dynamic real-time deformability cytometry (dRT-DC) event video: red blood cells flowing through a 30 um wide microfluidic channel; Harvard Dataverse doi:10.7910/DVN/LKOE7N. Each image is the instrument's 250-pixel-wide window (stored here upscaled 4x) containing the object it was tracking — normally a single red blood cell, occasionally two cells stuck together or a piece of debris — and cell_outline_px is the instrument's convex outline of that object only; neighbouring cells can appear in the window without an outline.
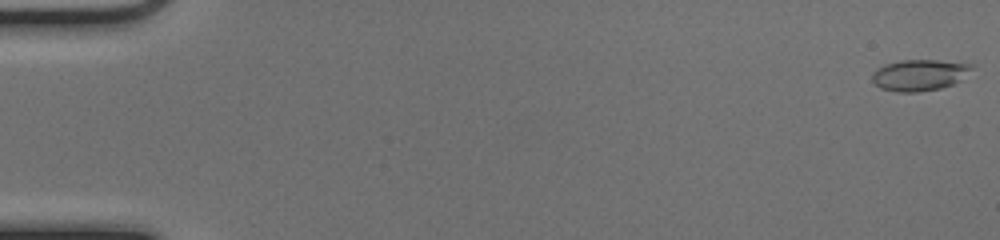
{"species": "common noctule bat (a hibernating species)", "species_latin": "Nyctalus noctula", "temperature_condition": "cold", "stored_images_in_passage": 52, "camera_frame_rate_fps": 3000, "um_per_image_px": 0.085, "animal": {"sex": "female", "body_mass_g": 17.0, "forearm_length_mm": 48.0}, "frame": {"image": 1, "passage_image": 1, "time_ms": 0.0, "image_size_px": [1000, 240], "cell_outline_px": [[972, 68], [960, 80], [952, 84], [940, 88], [920, 92], [896, 92], [880, 88], [872, 80], [872, 76], [876, 68], [884, 64], [900, 60], [936, 60], [972, 64]], "centroid_in_image_um": [78.1, 6.38], "position_along_channel_um": 6.9, "area_um2": 18.03}}
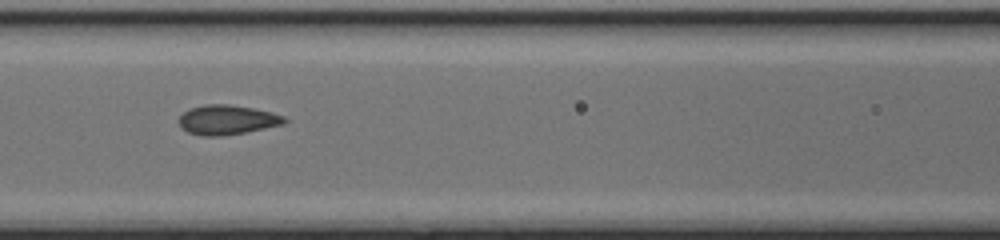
{"frame": {"image": 2, "passage_image": 24, "time_ms": 7.667, "image_size_px": [1000, 240], "cell_outline_px": [[288, 120], [284, 124], [244, 132], [220, 136], [200, 136], [188, 132], [180, 128], [180, 116], [184, 112], [192, 108], [204, 104], [228, 104], [252, 108], [272, 112], [284, 116]], "centroid_in_image_um": [19.3, 10.19], "position_along_channel_um": 147.3, "area_um2": 18.09}}
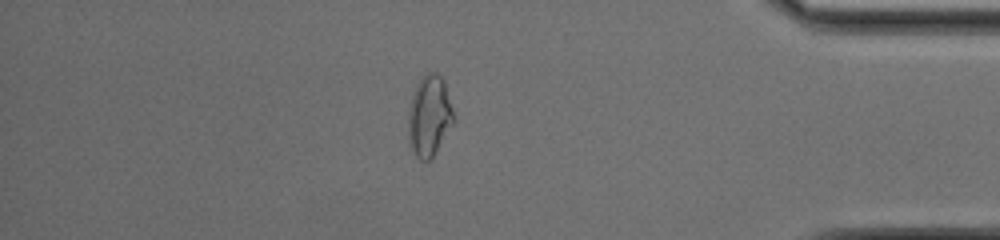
{"frame": {"image": 3, "passage_image": 45, "time_ms": 14.667, "image_size_px": [1000, 240], "cell_outline_px": [[456, 120], [432, 160], [420, 160], [412, 152], [408, 140], [408, 112], [412, 92], [416, 84], [428, 72], [436, 72], [444, 80]], "centroid_in_image_um": [36.5, 9.89], "position_along_channel_um": 398.7, "area_um2": 21.91}, "authors_computed_cell_mechanics": {"area_um2": 18.0336, "velocity_mm_per_s": 4.0601, "shape_relaxation_time_tau1_ms": 9.6121, "shape_relaxation_time_tau2_ms": 1.1834, "deformation_change_tau1": 0.2135, "deformation_change_tau2": 0.0537}}